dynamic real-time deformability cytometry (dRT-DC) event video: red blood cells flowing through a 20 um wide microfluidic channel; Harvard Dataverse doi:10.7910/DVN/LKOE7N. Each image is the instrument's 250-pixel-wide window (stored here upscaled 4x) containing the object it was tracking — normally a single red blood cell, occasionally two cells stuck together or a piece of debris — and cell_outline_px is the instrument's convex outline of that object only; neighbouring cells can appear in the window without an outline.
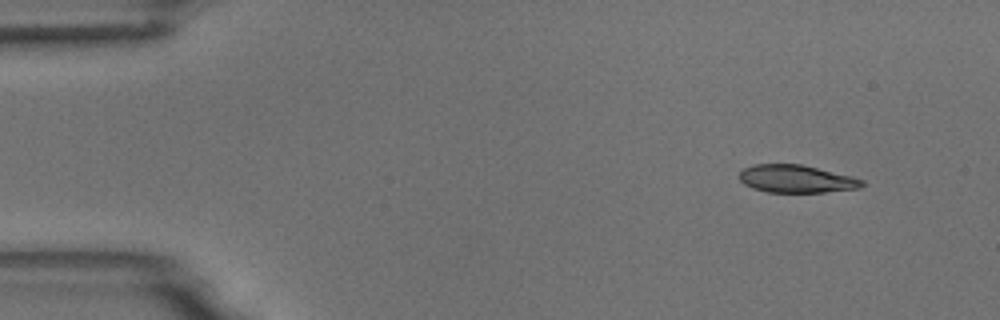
{"species": "common noctule bat (a hibernating species)", "species_latin": "Nyctalus noctula", "temperature_condition": "room temperature", "stored_images_in_passage": 4, "camera_frame_rate_fps": 3000, "um_per_image_px": 0.085, "animal": {"sex": "male", "body_mass_g": 18.8}, "frame": {"image": 1, "passage_image": 1, "time_ms": 0.0, "image_size_px": [1000, 320], "cell_outline_px": [[864, 184], [860, 188], [824, 192], [768, 192], [752, 188], [744, 184], [740, 180], [740, 172], [744, 168], [756, 164], [800, 164], [852, 176], [864, 180]], "centroid_in_image_um": [67.7, 15.2], "position_along_channel_um": 17.3, "area_um2": 19.71}}
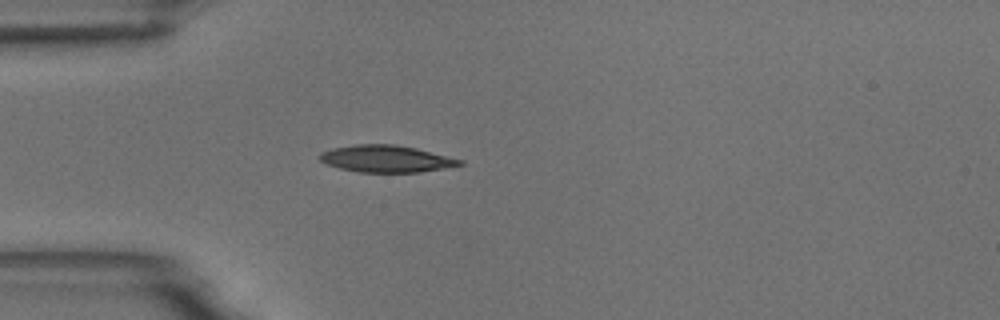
{"frame": {"image": 2, "passage_image": 4, "time_ms": 3.333, "image_size_px": [1000, 320], "cell_outline_px": [[464, 164], [444, 168], [420, 172], [356, 172], [324, 164], [320, 160], [320, 152], [332, 148], [356, 144], [392, 144], [416, 148], [464, 160]], "centroid_in_image_um": [32.81, 13.49], "position_along_channel_um": 52.2, "area_um2": 22.02}}